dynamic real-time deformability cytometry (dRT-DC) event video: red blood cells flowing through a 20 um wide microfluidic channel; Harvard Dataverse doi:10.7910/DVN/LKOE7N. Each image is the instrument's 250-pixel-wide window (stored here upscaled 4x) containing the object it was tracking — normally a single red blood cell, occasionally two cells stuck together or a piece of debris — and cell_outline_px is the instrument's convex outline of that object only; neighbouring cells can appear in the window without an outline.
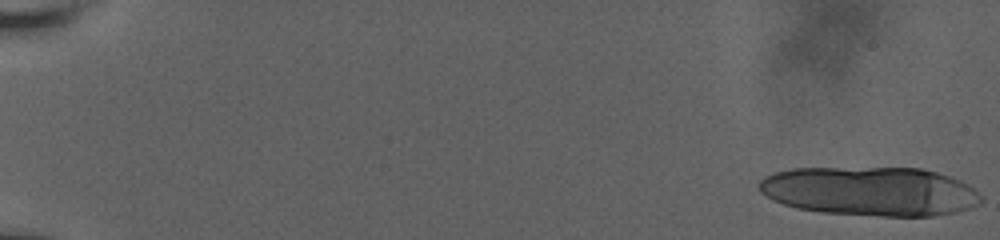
{"species": "human", "species_latin": "Homo sapiens", "temperature_condition": "room temperature", "stored_images_in_passage": 20, "camera_frame_rate_fps": 3000, "um_per_image_px": 0.085, "donor": {"sex": "male"}, "frame": {"image": 1, "passage_image": 1, "time_ms": 0.0, "image_size_px": [1000, 240], "cell_outline_px": [[984, 200], [980, 204], [956, 212], [932, 216], [880, 216], [820, 212], [796, 208], [772, 200], [760, 192], [760, 180], [764, 176], [776, 172], [792, 168], [920, 168], [936, 172], [960, 180], [968, 184], [984, 196]], "centroid_in_image_um": [73.99, 16.26], "position_along_channel_um": 11.0, "area_um2": 63.81}}